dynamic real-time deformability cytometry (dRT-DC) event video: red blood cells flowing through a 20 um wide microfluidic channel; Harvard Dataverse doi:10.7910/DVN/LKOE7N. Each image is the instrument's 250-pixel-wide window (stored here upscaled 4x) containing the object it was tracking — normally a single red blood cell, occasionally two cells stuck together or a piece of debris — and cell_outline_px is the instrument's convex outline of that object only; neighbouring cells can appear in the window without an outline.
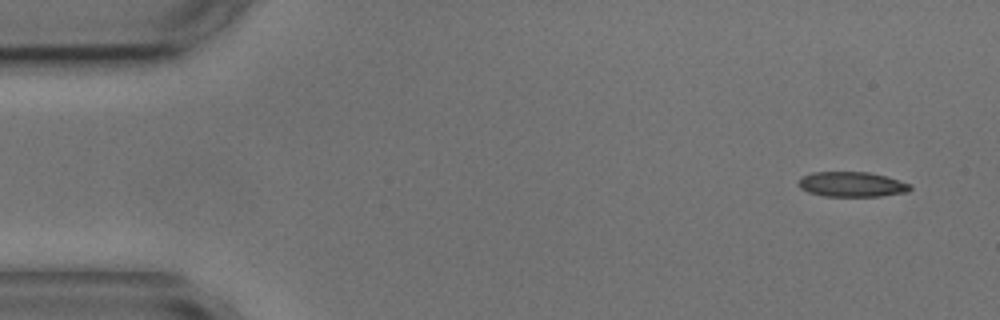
{"species": "common noctule bat (a hibernating species)", "species_latin": "Nyctalus noctula", "temperature_condition": "cold", "stored_images_in_passage": 6, "camera_frame_rate_fps": 3000, "um_per_image_px": 0.085, "animal": {"sex": "male", "body_mass_g": 17.9, "forearm_length_mm": 54.2}, "frame": {"image": 1, "passage_image": 1, "time_ms": 0.0, "image_size_px": [1000, 320], "cell_outline_px": [[912, 188], [908, 192], [880, 196], [824, 196], [808, 192], [800, 188], [800, 176], [812, 172], [868, 172], [884, 176], [912, 184]], "centroid_in_image_um": [72.41, 15.67], "position_along_channel_um": 12.6, "area_um2": 16.24}}
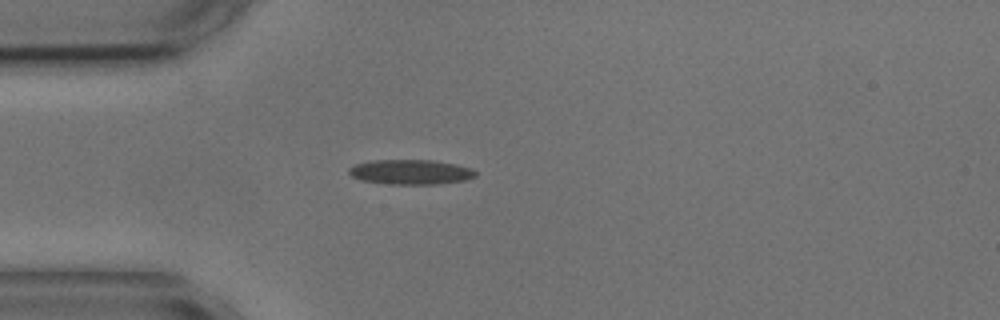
{"frame": {"image": 2, "passage_image": 4, "time_ms": 3.667, "image_size_px": [1000, 320], "cell_outline_px": [[476, 176], [464, 180], [436, 184], [388, 184], [360, 180], [352, 176], [348, 172], [348, 168], [356, 164], [372, 160], [432, 160], [456, 164], [472, 168], [476, 172]], "centroid_in_image_um": [34.89, 14.62], "position_along_channel_um": 50.1, "area_um2": 18.32}}